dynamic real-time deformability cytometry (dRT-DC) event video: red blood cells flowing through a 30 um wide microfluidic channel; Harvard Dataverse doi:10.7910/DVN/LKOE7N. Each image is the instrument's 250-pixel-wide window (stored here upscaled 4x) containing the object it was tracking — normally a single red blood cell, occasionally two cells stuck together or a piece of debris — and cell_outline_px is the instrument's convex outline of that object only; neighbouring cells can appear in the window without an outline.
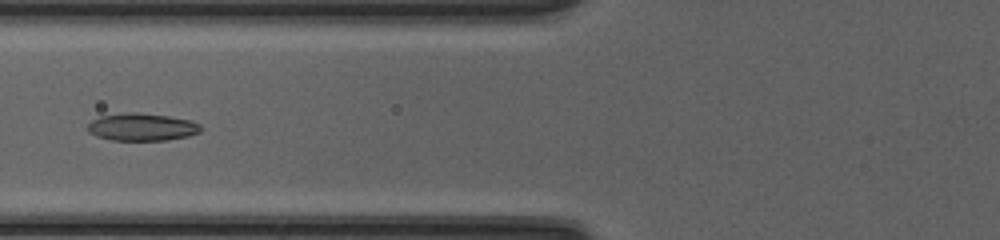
{"species": "common noctule bat (a hibernating species)", "species_latin": "Nyctalus noctula", "temperature_condition": "cold", "stored_images_in_passage": 50, "camera_frame_rate_fps": 3000, "um_per_image_px": 0.085, "animal": {"sex": "female", "body_mass_g": 20.0, "forearm_length_mm": 54.0}, "frame": {"image": 1, "passage_image": 22, "time_ms": 7.0, "image_size_px": [1000, 240], "cell_outline_px": [[200, 132], [188, 136], [168, 140], [112, 140], [96, 136], [88, 132], [88, 124], [92, 120], [100, 116], [124, 112], [136, 112], [168, 116], [192, 120], [200, 124]], "centroid_in_image_um": [12.06, 10.79], "position_along_channel_um": 113.7, "area_um2": 18.21}}
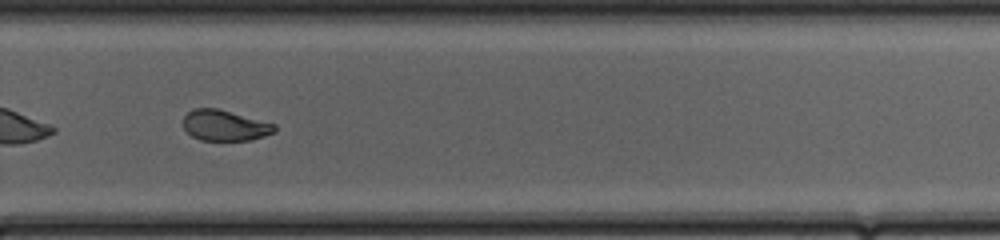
{"frame": {"image": 2, "passage_image": 36, "time_ms": 11.667, "image_size_px": [1000, 240], "cell_outline_px": [[276, 132], [252, 140], [200, 140], [192, 136], [184, 128], [184, 116], [192, 108], [220, 108], [276, 124]], "centroid_in_image_um": [19.13, 10.65], "position_along_channel_um": 310.7, "area_um2": 16.53}, "authors_computed_cell_mechanics": {"area_um2": 18.5249, "velocity_mm_per_s": 4.2231, "shape_relaxation_time_tau1_ms": 7.8957, "shape_relaxation_time_tau2_ms": 1.721, "deformation_change_tau1": 0.2426, "deformation_change_tau2": 0.0644}}